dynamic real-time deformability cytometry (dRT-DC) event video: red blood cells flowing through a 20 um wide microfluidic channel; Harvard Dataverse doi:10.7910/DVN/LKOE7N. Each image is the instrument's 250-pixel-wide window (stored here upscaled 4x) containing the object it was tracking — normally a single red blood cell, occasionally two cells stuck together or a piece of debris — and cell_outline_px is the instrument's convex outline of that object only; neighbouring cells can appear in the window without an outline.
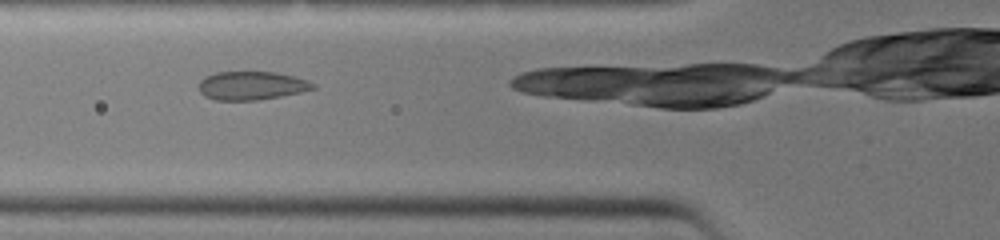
{"species": "common noctule bat (a hibernating species)", "species_latin": "Nyctalus noctula", "temperature_condition": "warm", "stored_images_in_passage": 15, "camera_frame_rate_fps": 3000, "um_per_image_px": 0.085, "animal": {"sex": "female", "body_mass_g": 19.0, "forearm_length_mm": 51.5}, "frame": {"image": 1, "passage_image": 3, "time_ms": 0.667, "image_size_px": [1000, 240], "cell_outline_px": [[316, 88], [300, 92], [260, 100], [216, 100], [204, 96], [200, 92], [200, 80], [204, 76], [216, 72], [276, 72], [308, 80], [316, 84]], "centroid_in_image_um": [21.38, 7.28], "position_along_channel_um": 104.4, "area_um2": 18.96}}
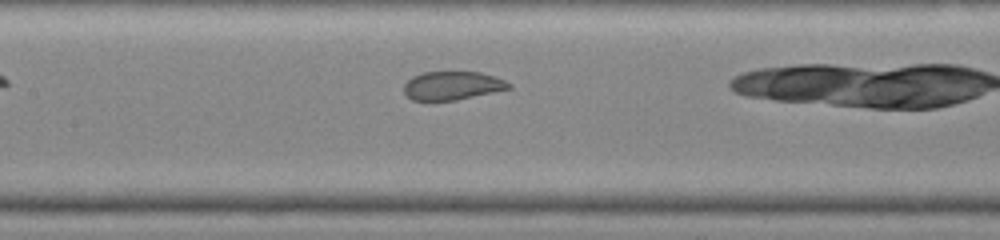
{"frame": {"image": 2, "passage_image": 7, "time_ms": 2.0, "image_size_px": [1000, 240], "cell_outline_px": [[512, 88], [456, 100], [412, 100], [404, 92], [404, 84], [412, 76], [424, 72], [480, 72], [504, 80], [512, 84]], "centroid_in_image_um": [38.45, 7.27], "position_along_channel_um": 169.0, "area_um2": 17.28}}